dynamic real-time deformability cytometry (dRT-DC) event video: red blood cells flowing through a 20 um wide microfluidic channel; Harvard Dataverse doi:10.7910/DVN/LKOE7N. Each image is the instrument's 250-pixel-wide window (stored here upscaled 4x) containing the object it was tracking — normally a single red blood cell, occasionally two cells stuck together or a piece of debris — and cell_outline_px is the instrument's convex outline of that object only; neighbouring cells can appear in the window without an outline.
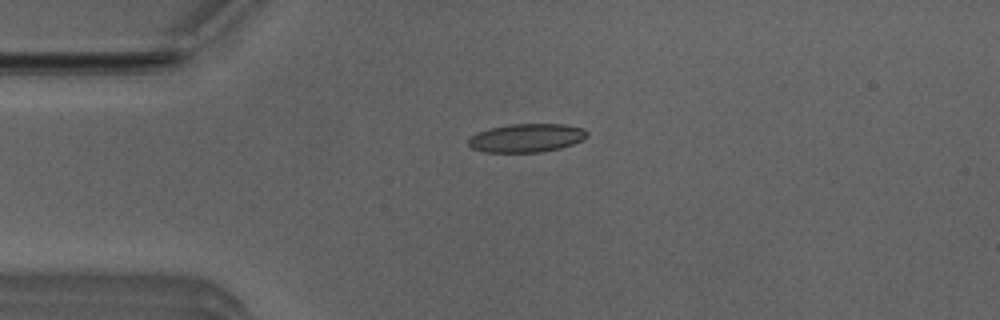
{"species": "Egyptian fruit bat (a non-hibernating species)", "species_latin": "Rousettus aegyptiacus", "temperature_condition": "room temperature", "stored_images_in_passage": 5, "camera_frame_rate_fps": 3000, "um_per_image_px": 0.085, "animal": {"sex": "male"}, "frame": {"image": 1, "passage_image": 4, "time_ms": 1.0, "image_size_px": [1000, 320], "cell_outline_px": [[588, 136], [572, 144], [560, 148], [540, 152], [484, 152], [472, 148], [468, 144], [468, 140], [476, 132], [488, 128], [508, 124], [564, 124], [584, 128], [588, 132]], "centroid_in_image_um": [44.74, 11.71], "position_along_channel_um": 40.3, "area_um2": 19.77}}